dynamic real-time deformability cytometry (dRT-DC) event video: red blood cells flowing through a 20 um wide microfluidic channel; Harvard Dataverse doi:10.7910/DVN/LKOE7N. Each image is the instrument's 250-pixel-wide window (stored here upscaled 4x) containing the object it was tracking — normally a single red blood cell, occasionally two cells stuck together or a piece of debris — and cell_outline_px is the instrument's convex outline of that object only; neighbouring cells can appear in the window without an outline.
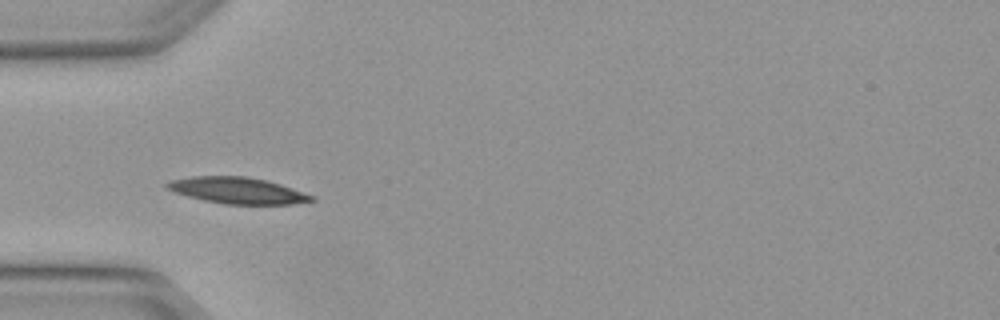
{"species": "Egyptian fruit bat (a non-hibernating species)", "species_latin": "Rousettus aegyptiacus", "temperature_condition": "warm", "stored_images_in_passage": 5, "camera_frame_rate_fps": 3000, "um_per_image_px": 0.085, "animal": {"sex": "female"}, "frame": {"image": 1, "passage_image": 3, "time_ms": 0.667, "image_size_px": [1000, 320], "cell_outline_px": [[316, 200], [292, 204], [224, 204], [204, 200], [188, 196], [176, 192], [168, 188], [164, 184], [172, 180], [192, 176], [244, 176], [264, 180], [280, 184], [316, 196]], "centroid_in_image_um": [20.23, 16.19], "position_along_channel_um": 64.8, "area_um2": 21.96}}
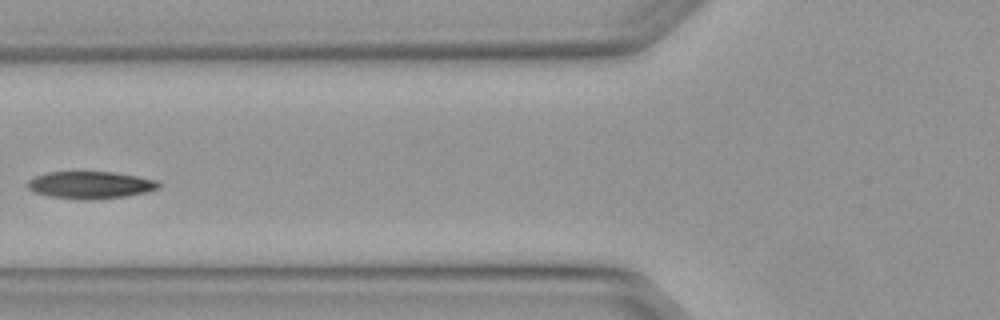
{"frame": {"image": 2, "passage_image": 4, "time_ms": 1.0, "image_size_px": [1000, 320], "cell_outline_px": [[160, 188], [148, 192], [124, 196], [92, 200], [88, 200], [48, 196], [32, 192], [24, 184], [28, 180], [44, 172], [116, 172], [160, 180]], "centroid_in_image_um": [7.68, 15.72], "position_along_channel_um": 118.1, "area_um2": 21.15}}